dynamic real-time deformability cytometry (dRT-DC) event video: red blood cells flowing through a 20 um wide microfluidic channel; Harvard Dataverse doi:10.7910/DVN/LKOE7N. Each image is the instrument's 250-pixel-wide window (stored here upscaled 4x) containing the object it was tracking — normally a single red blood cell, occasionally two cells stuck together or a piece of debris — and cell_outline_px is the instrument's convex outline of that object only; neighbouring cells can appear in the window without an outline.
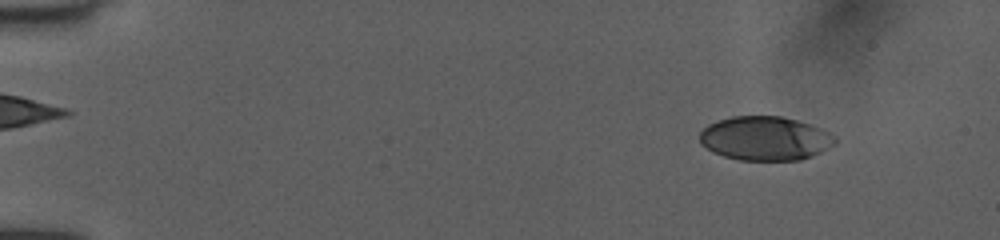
{"species": "human", "species_latin": "Homo sapiens", "temperature_condition": "room temperature", "stored_images_in_passage": 50, "camera_frame_rate_fps": 3000, "um_per_image_px": 0.085, "donor": {"sex": "female"}, "frame": {"image": 1, "passage_image": 5, "time_ms": 1.333, "image_size_px": [1000, 240], "cell_outline_px": [[836, 144], [820, 152], [800, 160], [740, 160], [724, 156], [712, 152], [700, 144], [700, 132], [708, 124], [732, 116], [780, 116], [796, 120], [832, 132], [836, 136]], "centroid_in_image_um": [65.04, 11.77], "position_along_channel_um": 20.0, "area_um2": 34.74}}
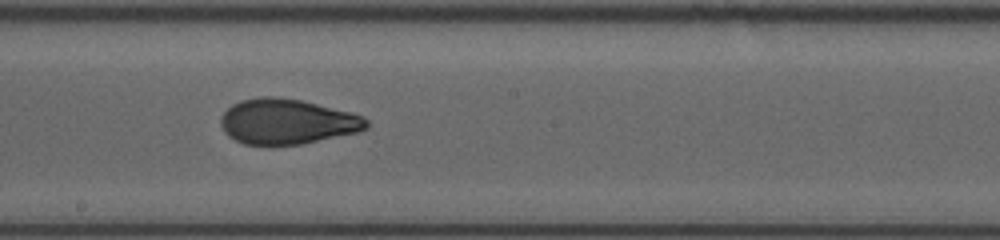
{"frame": {"image": 2, "passage_image": 29, "time_ms": 9.333, "image_size_px": [1000, 240], "cell_outline_px": [[368, 128], [360, 132], [300, 144], [244, 144], [228, 136], [224, 132], [220, 124], [220, 120], [224, 112], [232, 104], [240, 100], [264, 96], [280, 96], [300, 100], [352, 112], [364, 116], [368, 120]], "centroid_in_image_um": [24.42, 10.32], "position_along_channel_um": 223.8, "area_um2": 38.49}}
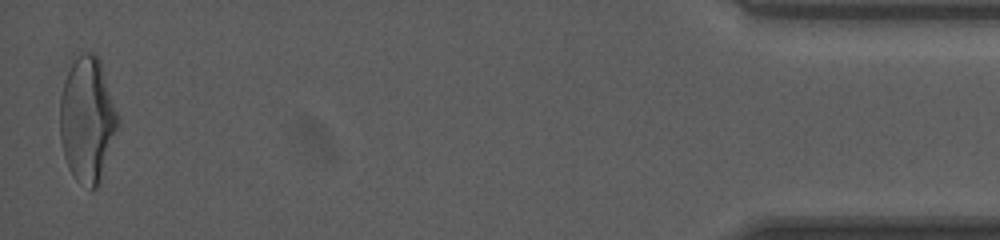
{"frame": {"image": 3, "passage_image": 50, "time_ms": 16.333, "image_size_px": [1000, 240], "cell_outline_px": [[120, 128], [100, 184], [92, 192], [76, 180], [68, 168], [64, 156], [60, 140], [60, 96], [64, 80], [72, 64], [84, 52], [92, 52], [100, 60], [120, 116]], "centroid_in_image_um": [7.47, 10.25], "position_along_channel_um": 427.7, "area_um2": 43.23}, "authors_computed_cell_mechanics": {"area_um2": 38.0035, "velocity_mm_per_s": 4.0541, "shape_relaxation_time_tau1_ms": 5.1237, "shape_relaxation_time_tau2_ms": 1.1306, "deformation_change_tau1": 0.2044, "deformation_change_tau2": 0.0742}}